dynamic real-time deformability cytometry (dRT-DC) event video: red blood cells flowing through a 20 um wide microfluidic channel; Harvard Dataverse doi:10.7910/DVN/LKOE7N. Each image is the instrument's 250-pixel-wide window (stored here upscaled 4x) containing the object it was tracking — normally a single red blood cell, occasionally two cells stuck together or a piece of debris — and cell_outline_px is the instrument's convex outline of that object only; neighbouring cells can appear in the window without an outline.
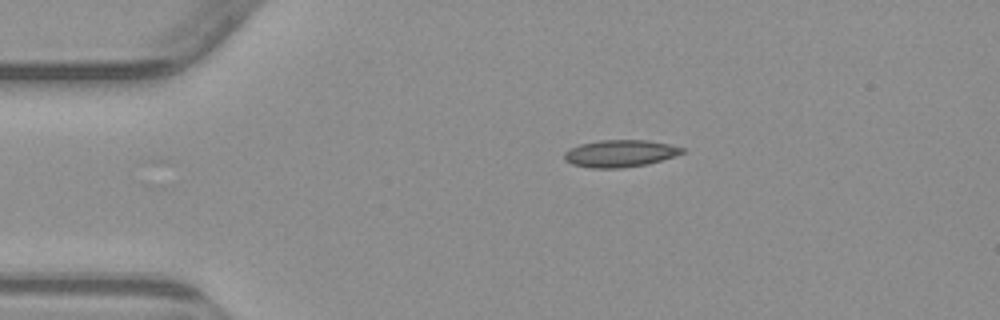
{"species": "common noctule bat (a hibernating species)", "species_latin": "Nyctalus noctula", "temperature_condition": "warm", "stored_images_in_passage": 4, "camera_frame_rate_fps": 3000, "um_per_image_px": 0.085, "animal": {"sex": "male", "body_mass_g": 23.1, "forearm_length_mm": 52.7}, "frame": {"image": 1, "passage_image": 1, "time_ms": 0.0, "image_size_px": [1000, 320], "cell_outline_px": [[684, 152], [676, 156], [648, 164], [624, 168], [592, 168], [572, 164], [564, 160], [564, 152], [580, 144], [600, 140], [648, 140], [668, 144], [684, 148]], "centroid_in_image_um": [52.72, 13.05], "position_along_channel_um": 32.3, "area_um2": 18.67}}
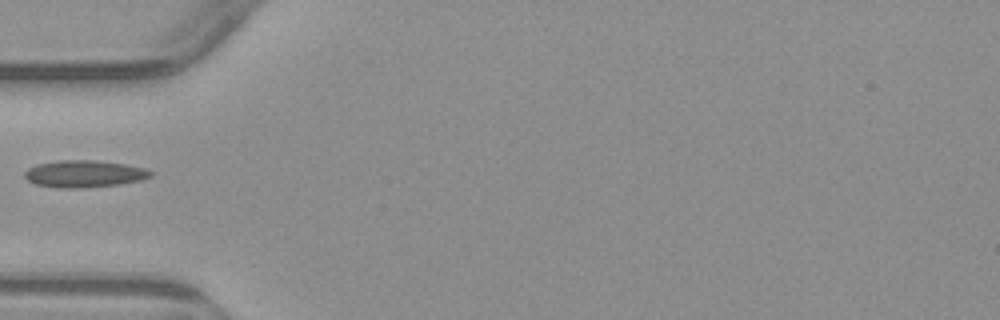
{"frame": {"image": 2, "passage_image": 3, "time_ms": 2.333, "image_size_px": [1000, 320], "cell_outline_px": [[152, 176], [140, 180], [120, 184], [84, 188], [60, 188], [36, 184], [28, 180], [24, 176], [24, 172], [28, 168], [36, 164], [60, 160], [96, 160], [124, 164], [144, 168], [152, 172]], "centroid_in_image_um": [7.14, 14.77], "position_along_channel_um": 77.9, "area_um2": 19.83}}
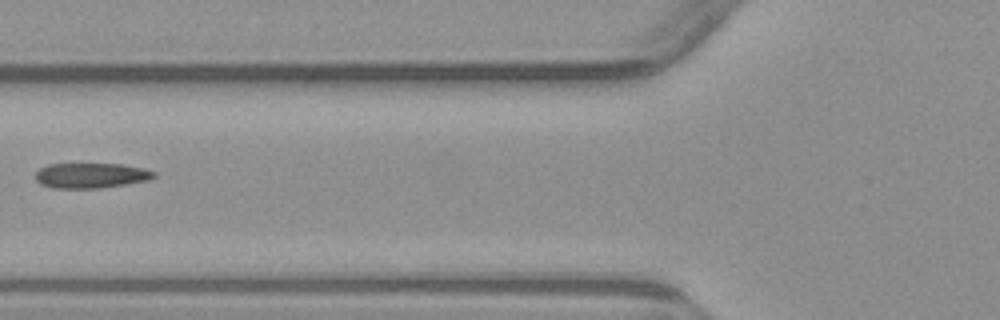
{"frame": {"image": 3, "passage_image": 4, "time_ms": 3.333, "image_size_px": [1000, 320], "cell_outline_px": [[156, 176], [152, 180], [100, 188], [52, 188], [40, 184], [36, 180], [36, 172], [40, 168], [48, 164], [120, 164], [144, 168], [156, 172]], "centroid_in_image_um": [7.76, 14.92], "position_along_channel_um": 118.0, "area_um2": 17.51}}